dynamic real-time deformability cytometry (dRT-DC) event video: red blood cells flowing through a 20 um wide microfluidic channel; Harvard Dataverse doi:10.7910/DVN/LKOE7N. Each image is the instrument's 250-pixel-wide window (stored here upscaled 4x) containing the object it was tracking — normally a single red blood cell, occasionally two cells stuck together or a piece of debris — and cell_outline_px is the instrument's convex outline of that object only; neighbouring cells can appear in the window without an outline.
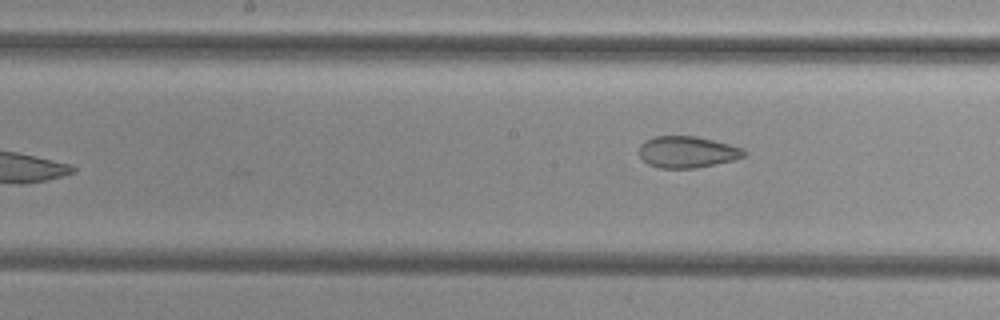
{"species": "common noctule bat (a hibernating species)", "species_latin": "Nyctalus noctula", "temperature_condition": "cold", "stored_images_in_passage": 7, "camera_frame_rate_fps": 3000, "um_per_image_px": 0.085, "animal": {"sex": "female", "body_mass_g": 29.2, "forearm_length_mm": 56.3}, "frame": {"image": 1, "passage_image": 7, "time_ms": 7.0, "image_size_px": [1000, 320], "cell_outline_px": [[744, 156], [732, 160], [696, 168], [660, 168], [648, 164], [640, 156], [640, 144], [644, 140], [656, 136], [696, 136], [744, 148]], "centroid_in_image_um": [58.38, 12.91], "position_along_channel_um": 189.8, "area_um2": 19.07}}